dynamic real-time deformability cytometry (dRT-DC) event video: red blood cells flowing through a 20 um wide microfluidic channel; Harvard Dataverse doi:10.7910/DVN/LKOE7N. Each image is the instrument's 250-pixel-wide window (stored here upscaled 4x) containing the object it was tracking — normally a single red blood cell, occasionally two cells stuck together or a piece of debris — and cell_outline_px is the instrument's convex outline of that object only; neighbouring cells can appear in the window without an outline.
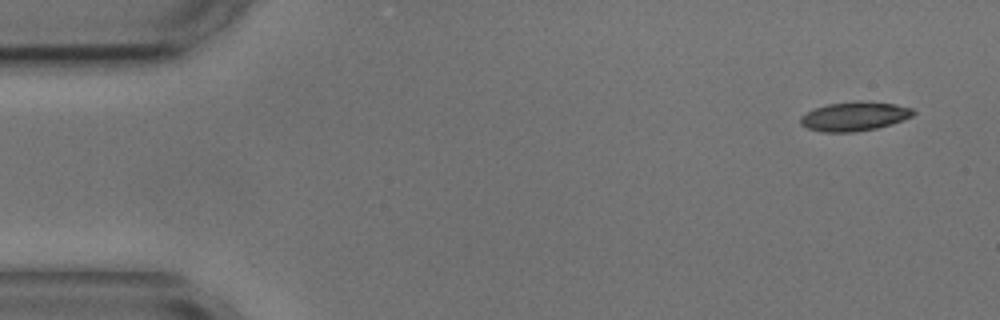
{"species": "common noctule bat (a hibernating species)", "species_latin": "Nyctalus noctula", "temperature_condition": "cold", "stored_images_in_passage": 6, "camera_frame_rate_fps": 3000, "um_per_image_px": 0.085, "animal": {"sex": "male", "body_mass_g": 17.9, "forearm_length_mm": 54.2}, "frame": {"image": 1, "passage_image": 1, "time_ms": 0.0, "image_size_px": [1000, 320], "cell_outline_px": [[916, 112], [912, 116], [876, 128], [856, 132], [820, 132], [808, 128], [800, 124], [800, 116], [816, 108], [828, 104], [896, 104], [912, 108]], "centroid_in_image_um": [72.57, 9.94], "position_along_channel_um": 12.4, "area_um2": 18.03}}
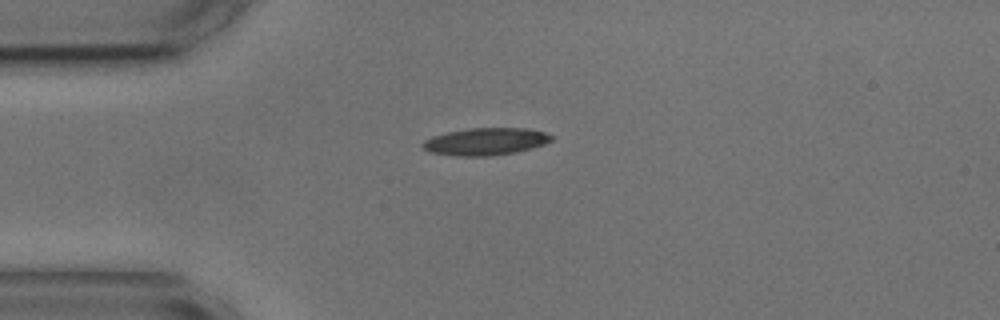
{"frame": {"image": 2, "passage_image": 3, "time_ms": 3.333, "image_size_px": [1000, 320], "cell_outline_px": [[556, 136], [552, 140], [544, 144], [532, 148], [516, 152], [492, 156], [456, 156], [432, 152], [424, 148], [420, 144], [424, 140], [432, 136], [448, 132], [472, 128], [524, 128], [544, 132]], "centroid_in_image_um": [41.3, 12.03], "position_along_channel_um": 43.7, "area_um2": 20.46}}